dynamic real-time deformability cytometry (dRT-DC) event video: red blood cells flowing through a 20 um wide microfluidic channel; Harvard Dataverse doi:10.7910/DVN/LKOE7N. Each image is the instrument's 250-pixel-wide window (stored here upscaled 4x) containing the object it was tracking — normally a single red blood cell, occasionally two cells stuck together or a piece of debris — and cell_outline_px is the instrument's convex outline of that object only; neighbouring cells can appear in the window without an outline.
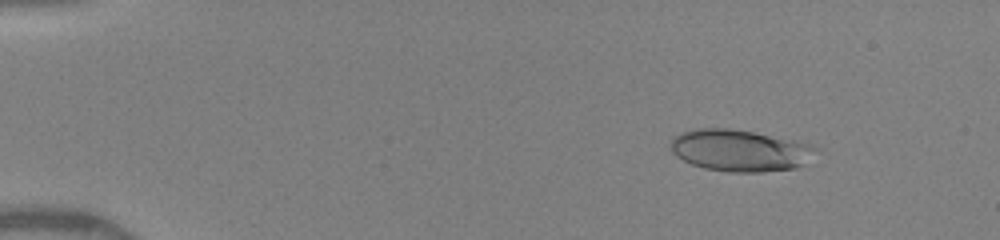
{"species": "human", "species_latin": "Homo sapiens", "temperature_condition": "warm", "stored_images_in_passage": 46, "camera_frame_rate_fps": 3000, "um_per_image_px": 0.085, "donor": {"sex": "female"}, "frame": {"image": 1, "passage_image": 3, "time_ms": 0.667, "image_size_px": [1000, 240], "cell_outline_px": [[816, 148], [804, 164], [796, 168], [760, 172], [728, 172], [704, 168], [692, 164], [676, 156], [672, 152], [672, 136], [680, 132], [696, 128], [728, 128], [752, 132], [792, 140], [808, 144]], "centroid_in_image_um": [62.81, 12.79], "position_along_channel_um": 22.2, "area_um2": 34.85}}
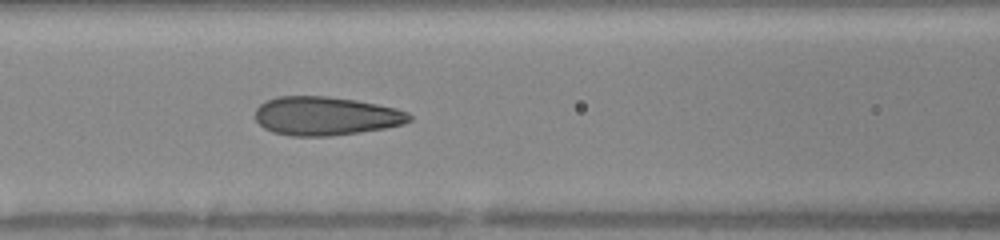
{"frame": {"image": 2, "passage_image": 19, "time_ms": 6.0, "image_size_px": [1000, 240], "cell_outline_px": [[412, 120], [404, 124], [384, 128], [360, 132], [328, 136], [292, 136], [272, 132], [264, 128], [256, 120], [256, 108], [264, 100], [276, 96], [328, 96], [356, 100], [396, 108], [408, 112], [412, 116]], "centroid_in_image_um": [27.68, 9.85], "position_along_channel_um": 138.9, "area_um2": 34.91}}
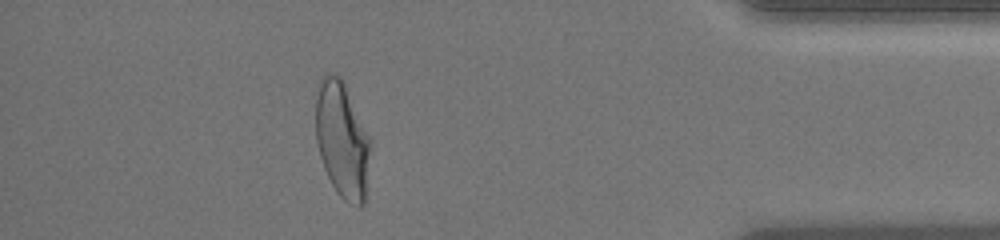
{"frame": {"image": 3, "passage_image": 41, "time_ms": 13.333, "image_size_px": [1000, 240], "cell_outline_px": [[372, 140], [364, 204], [356, 208], [348, 204], [336, 192], [324, 168], [320, 156], [316, 140], [316, 96], [320, 76], [324, 72], [328, 72], [340, 76], [344, 80]], "centroid_in_image_um": [29.1, 11.85], "position_along_channel_um": 406.1, "area_um2": 37.86}, "authors_computed_cell_mechanics": {"area_um2": 34.4199, "velocity_mm_per_s": 4.1288, "shape_relaxation_time_tau1_ms": 5.1797, "shape_relaxation_time_tau2_ms": null, "deformation_change_tau1": 0.2134, "deformation_change_tau2": null}}